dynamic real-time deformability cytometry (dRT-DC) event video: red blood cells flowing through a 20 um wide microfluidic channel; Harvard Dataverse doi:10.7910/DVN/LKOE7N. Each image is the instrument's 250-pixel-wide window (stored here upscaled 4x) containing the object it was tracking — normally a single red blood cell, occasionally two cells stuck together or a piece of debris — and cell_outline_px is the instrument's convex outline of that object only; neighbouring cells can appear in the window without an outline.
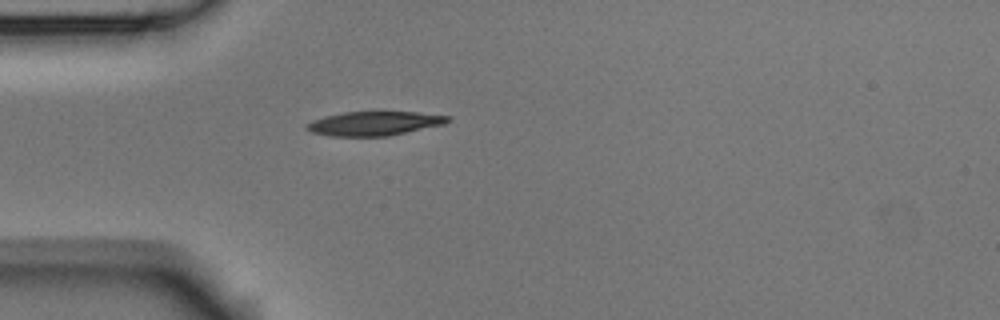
{"species": "Egyptian fruit bat (a non-hibernating species)", "species_latin": "Rousettus aegyptiacus", "temperature_condition": "room temperature", "stored_images_in_passage": 1, "camera_frame_rate_fps": 3000, "um_per_image_px": 0.085, "animal": {"sex": "male"}, "frame": {"image": 1, "passage_image": 1, "time_ms": 0.0, "image_size_px": [1000, 320], "cell_outline_px": [[452, 120], [444, 124], [388, 136], [332, 136], [312, 132], [304, 128], [304, 124], [312, 120], [324, 116], [344, 112], [416, 112], [452, 116]], "centroid_in_image_um": [31.8, 10.49], "position_along_channel_um": 53.2, "area_um2": 19.88}}